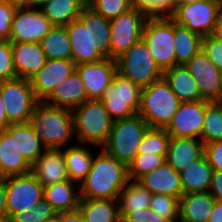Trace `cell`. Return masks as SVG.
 Segmentation results:
<instances>
[{
    "instance_id": "cell-1",
    "label": "cell",
    "mask_w": 222,
    "mask_h": 222,
    "mask_svg": "<svg viewBox=\"0 0 222 222\" xmlns=\"http://www.w3.org/2000/svg\"><path fill=\"white\" fill-rule=\"evenodd\" d=\"M91 168L79 185L81 199H117L129 181L128 167L100 148Z\"/></svg>"
},
{
    "instance_id": "cell-2",
    "label": "cell",
    "mask_w": 222,
    "mask_h": 222,
    "mask_svg": "<svg viewBox=\"0 0 222 222\" xmlns=\"http://www.w3.org/2000/svg\"><path fill=\"white\" fill-rule=\"evenodd\" d=\"M46 149H62L75 137L72 110L39 101L29 120Z\"/></svg>"
},
{
    "instance_id": "cell-3",
    "label": "cell",
    "mask_w": 222,
    "mask_h": 222,
    "mask_svg": "<svg viewBox=\"0 0 222 222\" xmlns=\"http://www.w3.org/2000/svg\"><path fill=\"white\" fill-rule=\"evenodd\" d=\"M72 113L74 134L80 144L101 148L107 142L114 122L103 102L88 99L74 108Z\"/></svg>"
},
{
    "instance_id": "cell-4",
    "label": "cell",
    "mask_w": 222,
    "mask_h": 222,
    "mask_svg": "<svg viewBox=\"0 0 222 222\" xmlns=\"http://www.w3.org/2000/svg\"><path fill=\"white\" fill-rule=\"evenodd\" d=\"M181 101L173 93L164 77L141 89L138 114L151 128H166Z\"/></svg>"
},
{
    "instance_id": "cell-5",
    "label": "cell",
    "mask_w": 222,
    "mask_h": 222,
    "mask_svg": "<svg viewBox=\"0 0 222 222\" xmlns=\"http://www.w3.org/2000/svg\"><path fill=\"white\" fill-rule=\"evenodd\" d=\"M148 128V123L138 113L115 120L108 140L101 148L128 167L138 154L139 144Z\"/></svg>"
},
{
    "instance_id": "cell-6",
    "label": "cell",
    "mask_w": 222,
    "mask_h": 222,
    "mask_svg": "<svg viewBox=\"0 0 222 222\" xmlns=\"http://www.w3.org/2000/svg\"><path fill=\"white\" fill-rule=\"evenodd\" d=\"M142 40L162 71L175 66L174 20L170 16H149Z\"/></svg>"
},
{
    "instance_id": "cell-7",
    "label": "cell",
    "mask_w": 222,
    "mask_h": 222,
    "mask_svg": "<svg viewBox=\"0 0 222 222\" xmlns=\"http://www.w3.org/2000/svg\"><path fill=\"white\" fill-rule=\"evenodd\" d=\"M117 71L141 89L163 77L147 45L141 39L116 59Z\"/></svg>"
},
{
    "instance_id": "cell-8",
    "label": "cell",
    "mask_w": 222,
    "mask_h": 222,
    "mask_svg": "<svg viewBox=\"0 0 222 222\" xmlns=\"http://www.w3.org/2000/svg\"><path fill=\"white\" fill-rule=\"evenodd\" d=\"M141 88L118 71L105 88L100 99L111 118L115 120L132 117L140 108Z\"/></svg>"
},
{
    "instance_id": "cell-9",
    "label": "cell",
    "mask_w": 222,
    "mask_h": 222,
    "mask_svg": "<svg viewBox=\"0 0 222 222\" xmlns=\"http://www.w3.org/2000/svg\"><path fill=\"white\" fill-rule=\"evenodd\" d=\"M0 95L11 124L29 122L39 102L29 79L15 77L0 81Z\"/></svg>"
},
{
    "instance_id": "cell-10",
    "label": "cell",
    "mask_w": 222,
    "mask_h": 222,
    "mask_svg": "<svg viewBox=\"0 0 222 222\" xmlns=\"http://www.w3.org/2000/svg\"><path fill=\"white\" fill-rule=\"evenodd\" d=\"M148 17L143 10L132 7L110 20L112 34L110 59L116 60L142 39L144 25Z\"/></svg>"
},
{
    "instance_id": "cell-11",
    "label": "cell",
    "mask_w": 222,
    "mask_h": 222,
    "mask_svg": "<svg viewBox=\"0 0 222 222\" xmlns=\"http://www.w3.org/2000/svg\"><path fill=\"white\" fill-rule=\"evenodd\" d=\"M3 181L8 219L15 213L29 210L44 199V187L32 172L5 177Z\"/></svg>"
},
{
    "instance_id": "cell-12",
    "label": "cell",
    "mask_w": 222,
    "mask_h": 222,
    "mask_svg": "<svg viewBox=\"0 0 222 222\" xmlns=\"http://www.w3.org/2000/svg\"><path fill=\"white\" fill-rule=\"evenodd\" d=\"M221 10L216 0H199L178 7L170 17L203 38L212 35Z\"/></svg>"
},
{
    "instance_id": "cell-13",
    "label": "cell",
    "mask_w": 222,
    "mask_h": 222,
    "mask_svg": "<svg viewBox=\"0 0 222 222\" xmlns=\"http://www.w3.org/2000/svg\"><path fill=\"white\" fill-rule=\"evenodd\" d=\"M53 26L40 8H19L13 17L9 41L40 43Z\"/></svg>"
},
{
    "instance_id": "cell-14",
    "label": "cell",
    "mask_w": 222,
    "mask_h": 222,
    "mask_svg": "<svg viewBox=\"0 0 222 222\" xmlns=\"http://www.w3.org/2000/svg\"><path fill=\"white\" fill-rule=\"evenodd\" d=\"M208 100L181 102L165 130L171 137L201 139Z\"/></svg>"
},
{
    "instance_id": "cell-15",
    "label": "cell",
    "mask_w": 222,
    "mask_h": 222,
    "mask_svg": "<svg viewBox=\"0 0 222 222\" xmlns=\"http://www.w3.org/2000/svg\"><path fill=\"white\" fill-rule=\"evenodd\" d=\"M196 80L201 97L210 102L222 99L221 71L200 50L184 65Z\"/></svg>"
},
{
    "instance_id": "cell-16",
    "label": "cell",
    "mask_w": 222,
    "mask_h": 222,
    "mask_svg": "<svg viewBox=\"0 0 222 222\" xmlns=\"http://www.w3.org/2000/svg\"><path fill=\"white\" fill-rule=\"evenodd\" d=\"M71 42L72 61L75 65L82 63H96L106 57L98 50L95 34L89 25H85L79 18L66 25Z\"/></svg>"
},
{
    "instance_id": "cell-17",
    "label": "cell",
    "mask_w": 222,
    "mask_h": 222,
    "mask_svg": "<svg viewBox=\"0 0 222 222\" xmlns=\"http://www.w3.org/2000/svg\"><path fill=\"white\" fill-rule=\"evenodd\" d=\"M84 83L87 99H101L105 88L112 82L117 72V62L114 59L105 58L96 63H82L76 65Z\"/></svg>"
},
{
    "instance_id": "cell-18",
    "label": "cell",
    "mask_w": 222,
    "mask_h": 222,
    "mask_svg": "<svg viewBox=\"0 0 222 222\" xmlns=\"http://www.w3.org/2000/svg\"><path fill=\"white\" fill-rule=\"evenodd\" d=\"M76 70L72 60L47 59L44 67L31 79L30 83L39 101H43L54 88Z\"/></svg>"
},
{
    "instance_id": "cell-19",
    "label": "cell",
    "mask_w": 222,
    "mask_h": 222,
    "mask_svg": "<svg viewBox=\"0 0 222 222\" xmlns=\"http://www.w3.org/2000/svg\"><path fill=\"white\" fill-rule=\"evenodd\" d=\"M63 149H46L31 165V172L43 187L69 180Z\"/></svg>"
},
{
    "instance_id": "cell-20",
    "label": "cell",
    "mask_w": 222,
    "mask_h": 222,
    "mask_svg": "<svg viewBox=\"0 0 222 222\" xmlns=\"http://www.w3.org/2000/svg\"><path fill=\"white\" fill-rule=\"evenodd\" d=\"M16 77L31 79L46 63V55L40 43H11Z\"/></svg>"
},
{
    "instance_id": "cell-21",
    "label": "cell",
    "mask_w": 222,
    "mask_h": 222,
    "mask_svg": "<svg viewBox=\"0 0 222 222\" xmlns=\"http://www.w3.org/2000/svg\"><path fill=\"white\" fill-rule=\"evenodd\" d=\"M87 99L84 83L80 74L75 70L68 78L59 83L43 100L44 103L73 110Z\"/></svg>"
},
{
    "instance_id": "cell-22",
    "label": "cell",
    "mask_w": 222,
    "mask_h": 222,
    "mask_svg": "<svg viewBox=\"0 0 222 222\" xmlns=\"http://www.w3.org/2000/svg\"><path fill=\"white\" fill-rule=\"evenodd\" d=\"M137 181L152 194H165L179 199L183 195L180 174L166 161Z\"/></svg>"
},
{
    "instance_id": "cell-23",
    "label": "cell",
    "mask_w": 222,
    "mask_h": 222,
    "mask_svg": "<svg viewBox=\"0 0 222 222\" xmlns=\"http://www.w3.org/2000/svg\"><path fill=\"white\" fill-rule=\"evenodd\" d=\"M204 155V143L195 137H170L166 162L178 173Z\"/></svg>"
},
{
    "instance_id": "cell-24",
    "label": "cell",
    "mask_w": 222,
    "mask_h": 222,
    "mask_svg": "<svg viewBox=\"0 0 222 222\" xmlns=\"http://www.w3.org/2000/svg\"><path fill=\"white\" fill-rule=\"evenodd\" d=\"M5 132L14 136V145L22 156L33 165L46 150L29 122L10 124Z\"/></svg>"
},
{
    "instance_id": "cell-25",
    "label": "cell",
    "mask_w": 222,
    "mask_h": 222,
    "mask_svg": "<svg viewBox=\"0 0 222 222\" xmlns=\"http://www.w3.org/2000/svg\"><path fill=\"white\" fill-rule=\"evenodd\" d=\"M215 201L209 191L183 194L180 198L179 219L183 222H208Z\"/></svg>"
},
{
    "instance_id": "cell-26",
    "label": "cell",
    "mask_w": 222,
    "mask_h": 222,
    "mask_svg": "<svg viewBox=\"0 0 222 222\" xmlns=\"http://www.w3.org/2000/svg\"><path fill=\"white\" fill-rule=\"evenodd\" d=\"M163 77L181 102L203 99L196 80L184 65H175L164 70Z\"/></svg>"
},
{
    "instance_id": "cell-27",
    "label": "cell",
    "mask_w": 222,
    "mask_h": 222,
    "mask_svg": "<svg viewBox=\"0 0 222 222\" xmlns=\"http://www.w3.org/2000/svg\"><path fill=\"white\" fill-rule=\"evenodd\" d=\"M0 171L3 178L31 172V165L14 145V136L5 131L0 132Z\"/></svg>"
},
{
    "instance_id": "cell-28",
    "label": "cell",
    "mask_w": 222,
    "mask_h": 222,
    "mask_svg": "<svg viewBox=\"0 0 222 222\" xmlns=\"http://www.w3.org/2000/svg\"><path fill=\"white\" fill-rule=\"evenodd\" d=\"M213 168L205 154L194 160L185 170L180 172L183 194L208 192L211 185Z\"/></svg>"
},
{
    "instance_id": "cell-29",
    "label": "cell",
    "mask_w": 222,
    "mask_h": 222,
    "mask_svg": "<svg viewBox=\"0 0 222 222\" xmlns=\"http://www.w3.org/2000/svg\"><path fill=\"white\" fill-rule=\"evenodd\" d=\"M70 179L44 187V199L57 212H65L79 208L80 190ZM76 189V190H75Z\"/></svg>"
},
{
    "instance_id": "cell-30",
    "label": "cell",
    "mask_w": 222,
    "mask_h": 222,
    "mask_svg": "<svg viewBox=\"0 0 222 222\" xmlns=\"http://www.w3.org/2000/svg\"><path fill=\"white\" fill-rule=\"evenodd\" d=\"M86 5V0H49L40 10L54 26H66L80 16Z\"/></svg>"
},
{
    "instance_id": "cell-31",
    "label": "cell",
    "mask_w": 222,
    "mask_h": 222,
    "mask_svg": "<svg viewBox=\"0 0 222 222\" xmlns=\"http://www.w3.org/2000/svg\"><path fill=\"white\" fill-rule=\"evenodd\" d=\"M151 197L152 193L138 181L129 180L117 198L120 220L131 212L150 207Z\"/></svg>"
},
{
    "instance_id": "cell-32",
    "label": "cell",
    "mask_w": 222,
    "mask_h": 222,
    "mask_svg": "<svg viewBox=\"0 0 222 222\" xmlns=\"http://www.w3.org/2000/svg\"><path fill=\"white\" fill-rule=\"evenodd\" d=\"M85 144H75L63 150L64 161L72 182L81 184L90 171L94 155Z\"/></svg>"
},
{
    "instance_id": "cell-33",
    "label": "cell",
    "mask_w": 222,
    "mask_h": 222,
    "mask_svg": "<svg viewBox=\"0 0 222 222\" xmlns=\"http://www.w3.org/2000/svg\"><path fill=\"white\" fill-rule=\"evenodd\" d=\"M84 222H120L117 199H81Z\"/></svg>"
},
{
    "instance_id": "cell-34",
    "label": "cell",
    "mask_w": 222,
    "mask_h": 222,
    "mask_svg": "<svg viewBox=\"0 0 222 222\" xmlns=\"http://www.w3.org/2000/svg\"><path fill=\"white\" fill-rule=\"evenodd\" d=\"M47 59L72 60L71 42L66 26H53L40 41Z\"/></svg>"
},
{
    "instance_id": "cell-35",
    "label": "cell",
    "mask_w": 222,
    "mask_h": 222,
    "mask_svg": "<svg viewBox=\"0 0 222 222\" xmlns=\"http://www.w3.org/2000/svg\"><path fill=\"white\" fill-rule=\"evenodd\" d=\"M85 25H89L95 34L98 50L110 58L111 27L110 20L96 13L87 5L82 9L78 17Z\"/></svg>"
},
{
    "instance_id": "cell-36",
    "label": "cell",
    "mask_w": 222,
    "mask_h": 222,
    "mask_svg": "<svg viewBox=\"0 0 222 222\" xmlns=\"http://www.w3.org/2000/svg\"><path fill=\"white\" fill-rule=\"evenodd\" d=\"M175 65H185L201 50L202 37L174 22Z\"/></svg>"
},
{
    "instance_id": "cell-37",
    "label": "cell",
    "mask_w": 222,
    "mask_h": 222,
    "mask_svg": "<svg viewBox=\"0 0 222 222\" xmlns=\"http://www.w3.org/2000/svg\"><path fill=\"white\" fill-rule=\"evenodd\" d=\"M201 140L204 144L222 141V104L219 101H209L206 105Z\"/></svg>"
},
{
    "instance_id": "cell-38",
    "label": "cell",
    "mask_w": 222,
    "mask_h": 222,
    "mask_svg": "<svg viewBox=\"0 0 222 222\" xmlns=\"http://www.w3.org/2000/svg\"><path fill=\"white\" fill-rule=\"evenodd\" d=\"M170 134L165 128L149 127L138 147V153L167 155Z\"/></svg>"
},
{
    "instance_id": "cell-39",
    "label": "cell",
    "mask_w": 222,
    "mask_h": 222,
    "mask_svg": "<svg viewBox=\"0 0 222 222\" xmlns=\"http://www.w3.org/2000/svg\"><path fill=\"white\" fill-rule=\"evenodd\" d=\"M167 155L138 153L128 165V178L137 181L144 174L152 172L166 161Z\"/></svg>"
},
{
    "instance_id": "cell-40",
    "label": "cell",
    "mask_w": 222,
    "mask_h": 222,
    "mask_svg": "<svg viewBox=\"0 0 222 222\" xmlns=\"http://www.w3.org/2000/svg\"><path fill=\"white\" fill-rule=\"evenodd\" d=\"M180 199L165 194H152L150 209L168 219L170 222L179 220Z\"/></svg>"
},
{
    "instance_id": "cell-41",
    "label": "cell",
    "mask_w": 222,
    "mask_h": 222,
    "mask_svg": "<svg viewBox=\"0 0 222 222\" xmlns=\"http://www.w3.org/2000/svg\"><path fill=\"white\" fill-rule=\"evenodd\" d=\"M87 6L109 20L132 8L131 0H87Z\"/></svg>"
},
{
    "instance_id": "cell-42",
    "label": "cell",
    "mask_w": 222,
    "mask_h": 222,
    "mask_svg": "<svg viewBox=\"0 0 222 222\" xmlns=\"http://www.w3.org/2000/svg\"><path fill=\"white\" fill-rule=\"evenodd\" d=\"M57 212L45 200H41L36 206L29 210L13 214L9 218V222H45L53 217Z\"/></svg>"
},
{
    "instance_id": "cell-43",
    "label": "cell",
    "mask_w": 222,
    "mask_h": 222,
    "mask_svg": "<svg viewBox=\"0 0 222 222\" xmlns=\"http://www.w3.org/2000/svg\"><path fill=\"white\" fill-rule=\"evenodd\" d=\"M131 4L148 16H170L174 12V0H131Z\"/></svg>"
},
{
    "instance_id": "cell-44",
    "label": "cell",
    "mask_w": 222,
    "mask_h": 222,
    "mask_svg": "<svg viewBox=\"0 0 222 222\" xmlns=\"http://www.w3.org/2000/svg\"><path fill=\"white\" fill-rule=\"evenodd\" d=\"M16 77L9 40H0V81H6Z\"/></svg>"
},
{
    "instance_id": "cell-45",
    "label": "cell",
    "mask_w": 222,
    "mask_h": 222,
    "mask_svg": "<svg viewBox=\"0 0 222 222\" xmlns=\"http://www.w3.org/2000/svg\"><path fill=\"white\" fill-rule=\"evenodd\" d=\"M202 52L210 59L215 67L222 70V41L216 39L212 35L202 38Z\"/></svg>"
},
{
    "instance_id": "cell-46",
    "label": "cell",
    "mask_w": 222,
    "mask_h": 222,
    "mask_svg": "<svg viewBox=\"0 0 222 222\" xmlns=\"http://www.w3.org/2000/svg\"><path fill=\"white\" fill-rule=\"evenodd\" d=\"M16 10L14 6L0 0V40H9Z\"/></svg>"
},
{
    "instance_id": "cell-47",
    "label": "cell",
    "mask_w": 222,
    "mask_h": 222,
    "mask_svg": "<svg viewBox=\"0 0 222 222\" xmlns=\"http://www.w3.org/2000/svg\"><path fill=\"white\" fill-rule=\"evenodd\" d=\"M204 154L213 170L222 171V141L204 144Z\"/></svg>"
},
{
    "instance_id": "cell-48",
    "label": "cell",
    "mask_w": 222,
    "mask_h": 222,
    "mask_svg": "<svg viewBox=\"0 0 222 222\" xmlns=\"http://www.w3.org/2000/svg\"><path fill=\"white\" fill-rule=\"evenodd\" d=\"M209 192L217 202L222 203V171L213 170Z\"/></svg>"
},
{
    "instance_id": "cell-49",
    "label": "cell",
    "mask_w": 222,
    "mask_h": 222,
    "mask_svg": "<svg viewBox=\"0 0 222 222\" xmlns=\"http://www.w3.org/2000/svg\"><path fill=\"white\" fill-rule=\"evenodd\" d=\"M150 218V208H144L139 211L131 212L125 219L120 222H147Z\"/></svg>"
},
{
    "instance_id": "cell-50",
    "label": "cell",
    "mask_w": 222,
    "mask_h": 222,
    "mask_svg": "<svg viewBox=\"0 0 222 222\" xmlns=\"http://www.w3.org/2000/svg\"><path fill=\"white\" fill-rule=\"evenodd\" d=\"M61 222H84L82 213L79 208L75 210L59 212Z\"/></svg>"
},
{
    "instance_id": "cell-51",
    "label": "cell",
    "mask_w": 222,
    "mask_h": 222,
    "mask_svg": "<svg viewBox=\"0 0 222 222\" xmlns=\"http://www.w3.org/2000/svg\"><path fill=\"white\" fill-rule=\"evenodd\" d=\"M0 217H7L6 212V189L4 181H0Z\"/></svg>"
},
{
    "instance_id": "cell-52",
    "label": "cell",
    "mask_w": 222,
    "mask_h": 222,
    "mask_svg": "<svg viewBox=\"0 0 222 222\" xmlns=\"http://www.w3.org/2000/svg\"><path fill=\"white\" fill-rule=\"evenodd\" d=\"M208 222H222V203L215 201Z\"/></svg>"
},
{
    "instance_id": "cell-53",
    "label": "cell",
    "mask_w": 222,
    "mask_h": 222,
    "mask_svg": "<svg viewBox=\"0 0 222 222\" xmlns=\"http://www.w3.org/2000/svg\"><path fill=\"white\" fill-rule=\"evenodd\" d=\"M4 101L0 95V132L5 131L6 128L11 124L6 116Z\"/></svg>"
},
{
    "instance_id": "cell-54",
    "label": "cell",
    "mask_w": 222,
    "mask_h": 222,
    "mask_svg": "<svg viewBox=\"0 0 222 222\" xmlns=\"http://www.w3.org/2000/svg\"><path fill=\"white\" fill-rule=\"evenodd\" d=\"M212 36L222 41V10L220 11L219 16L217 18Z\"/></svg>"
},
{
    "instance_id": "cell-55",
    "label": "cell",
    "mask_w": 222,
    "mask_h": 222,
    "mask_svg": "<svg viewBox=\"0 0 222 222\" xmlns=\"http://www.w3.org/2000/svg\"><path fill=\"white\" fill-rule=\"evenodd\" d=\"M14 6L15 8H29L30 7V0H1Z\"/></svg>"
},
{
    "instance_id": "cell-56",
    "label": "cell",
    "mask_w": 222,
    "mask_h": 222,
    "mask_svg": "<svg viewBox=\"0 0 222 222\" xmlns=\"http://www.w3.org/2000/svg\"><path fill=\"white\" fill-rule=\"evenodd\" d=\"M147 222H170L168 219L163 218L156 212L150 209V218L148 219Z\"/></svg>"
},
{
    "instance_id": "cell-57",
    "label": "cell",
    "mask_w": 222,
    "mask_h": 222,
    "mask_svg": "<svg viewBox=\"0 0 222 222\" xmlns=\"http://www.w3.org/2000/svg\"><path fill=\"white\" fill-rule=\"evenodd\" d=\"M199 0H174V11L183 5L194 3Z\"/></svg>"
},
{
    "instance_id": "cell-58",
    "label": "cell",
    "mask_w": 222,
    "mask_h": 222,
    "mask_svg": "<svg viewBox=\"0 0 222 222\" xmlns=\"http://www.w3.org/2000/svg\"><path fill=\"white\" fill-rule=\"evenodd\" d=\"M46 1H49V0H30V7H33V8H40Z\"/></svg>"
},
{
    "instance_id": "cell-59",
    "label": "cell",
    "mask_w": 222,
    "mask_h": 222,
    "mask_svg": "<svg viewBox=\"0 0 222 222\" xmlns=\"http://www.w3.org/2000/svg\"><path fill=\"white\" fill-rule=\"evenodd\" d=\"M45 222H61V216L58 213H56L53 217L46 220Z\"/></svg>"
},
{
    "instance_id": "cell-60",
    "label": "cell",
    "mask_w": 222,
    "mask_h": 222,
    "mask_svg": "<svg viewBox=\"0 0 222 222\" xmlns=\"http://www.w3.org/2000/svg\"><path fill=\"white\" fill-rule=\"evenodd\" d=\"M0 222H9L7 217H0Z\"/></svg>"
},
{
    "instance_id": "cell-61",
    "label": "cell",
    "mask_w": 222,
    "mask_h": 222,
    "mask_svg": "<svg viewBox=\"0 0 222 222\" xmlns=\"http://www.w3.org/2000/svg\"><path fill=\"white\" fill-rule=\"evenodd\" d=\"M219 4H220V6L222 7V0H216Z\"/></svg>"
}]
</instances>
